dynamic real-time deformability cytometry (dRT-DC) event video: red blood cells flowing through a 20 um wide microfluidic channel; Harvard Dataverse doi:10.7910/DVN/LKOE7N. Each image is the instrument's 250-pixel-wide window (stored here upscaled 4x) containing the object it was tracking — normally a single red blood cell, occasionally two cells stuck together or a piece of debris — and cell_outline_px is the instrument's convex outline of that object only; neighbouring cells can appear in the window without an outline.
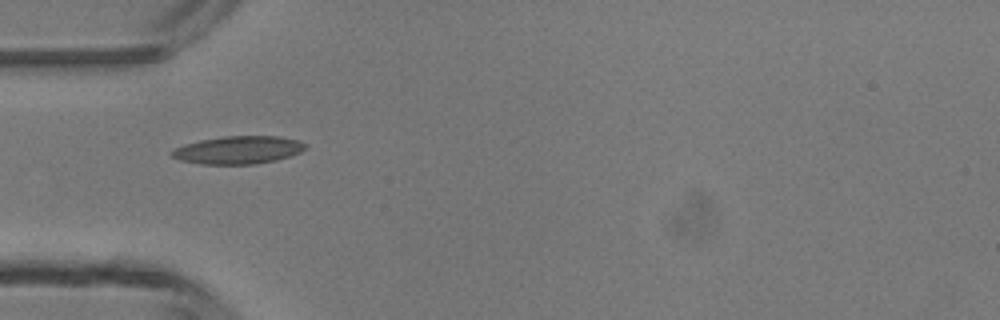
{"species": "common noctule bat (a hibernating species)", "species_latin": "Nyctalus noctula", "temperature_condition": "room temperature", "stored_images_in_passage": 1, "camera_frame_rate_fps": 3000, "um_per_image_px": 0.085, "animal": {"sex": "male", "body_mass_g": 13.3}, "frame": {"image": 1, "passage_image": 1, "time_ms": 0.0, "image_size_px": [1000, 320], "cell_outline_px": [[308, 144], [300, 152], [276, 160], [252, 164], [200, 164], [180, 160], [172, 156], [168, 152], [184, 144], [200, 140], [224, 136], [280, 136], [300, 140]], "centroid_in_image_um": [20.24, 12.74], "position_along_channel_um": 64.8, "area_um2": 21.68}}